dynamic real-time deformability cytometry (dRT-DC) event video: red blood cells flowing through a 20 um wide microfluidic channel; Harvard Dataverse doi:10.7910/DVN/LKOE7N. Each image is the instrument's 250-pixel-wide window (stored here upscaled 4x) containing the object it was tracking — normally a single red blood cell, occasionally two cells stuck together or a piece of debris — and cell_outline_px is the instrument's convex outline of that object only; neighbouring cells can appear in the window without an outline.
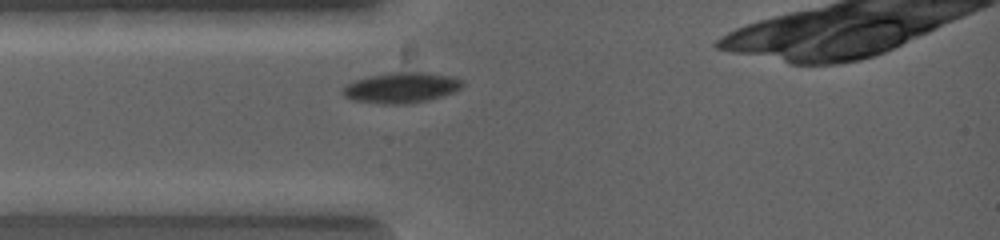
{"species": "common noctule bat (a hibernating species)", "species_latin": "Nyctalus noctula", "temperature_condition": "warm", "stored_images_in_passage": 6, "camera_frame_rate_fps": 5000, "um_per_image_px": 0.085, "animal": {"sex": "female", "body_mass_g": 19.0, "forearm_length_mm": 53.3}, "frame": {"image": 1, "passage_image": 2, "time_ms": 0.2, "image_size_px": [1000, 240], "cell_outline_px": [[464, 84], [460, 88], [452, 92], [428, 100], [396, 104], [384, 104], [352, 100], [344, 92], [344, 88], [348, 84], [356, 80], [404, 60], [460, 80]], "centroid_in_image_um": [34.15, 7.23], "position_along_channel_um": 50.8, "area_um2": 23.87}}